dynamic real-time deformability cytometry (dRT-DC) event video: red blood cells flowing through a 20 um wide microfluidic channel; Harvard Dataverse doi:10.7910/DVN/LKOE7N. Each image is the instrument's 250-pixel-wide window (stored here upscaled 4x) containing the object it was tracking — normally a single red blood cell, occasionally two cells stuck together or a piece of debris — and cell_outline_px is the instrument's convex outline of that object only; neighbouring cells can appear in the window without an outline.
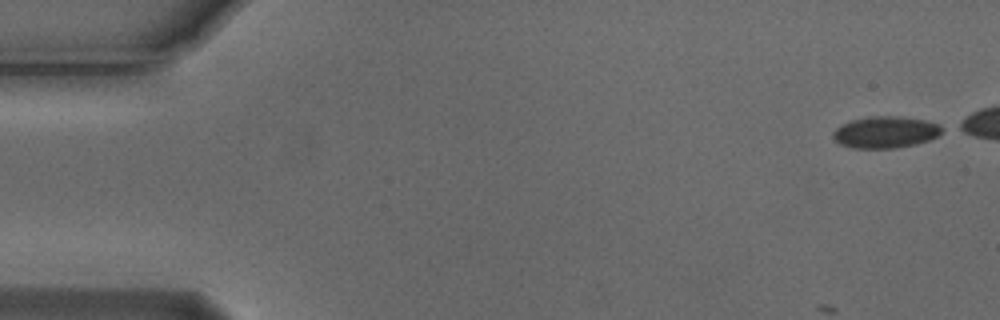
{"species": "Egyptian fruit bat (a non-hibernating species)", "species_latin": "Rousettus aegyptiacus", "temperature_condition": "cold", "stored_images_in_passage": 7, "camera_frame_rate_fps": 3000, "um_per_image_px": 0.085, "animal": {"sex": "male"}, "frame": {"image": 1, "passage_image": 1, "time_ms": 0.0, "image_size_px": [1000, 320], "cell_outline_px": [[948, 128], [936, 136], [928, 140], [916, 144], [892, 148], [852, 148], [840, 144], [832, 136], [832, 132], [840, 124], [852, 120], [872, 116], [896, 116], [924, 120], [940, 124]], "centroid_in_image_um": [75.28, 11.23], "position_along_channel_um": 9.7, "area_um2": 20.17}}